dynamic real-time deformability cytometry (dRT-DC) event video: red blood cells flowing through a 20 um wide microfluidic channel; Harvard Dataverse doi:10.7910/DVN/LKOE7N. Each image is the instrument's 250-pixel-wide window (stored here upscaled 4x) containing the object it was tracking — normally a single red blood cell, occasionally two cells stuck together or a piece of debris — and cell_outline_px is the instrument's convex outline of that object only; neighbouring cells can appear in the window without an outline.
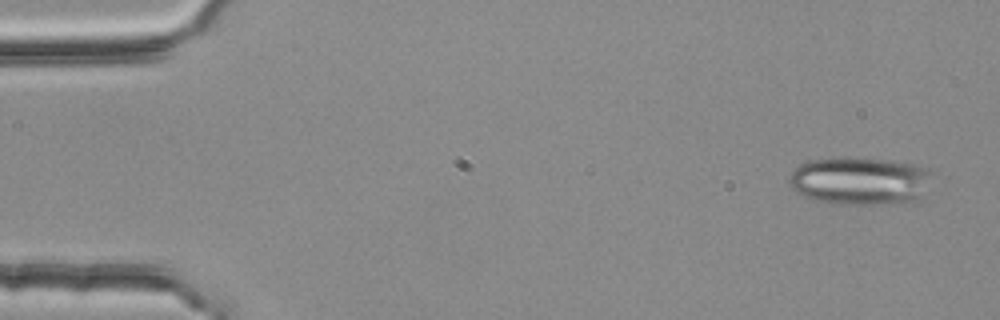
{"species": "common noctule bat (a hibernating species)", "species_latin": "Nyctalus noctula", "temperature_condition": "room temperature", "stored_images_in_passage": 3, "camera_frame_rate_fps": 3000, "um_per_image_px": 0.085, "animal": {"sex": "female", "body_mass_g": 25.1}, "frame": {"image": 1, "passage_image": 1, "time_ms": 0.0, "image_size_px": [1000, 320], "cell_outline_px": [[928, 172], [920, 200], [868, 204], [832, 204], [816, 200], [804, 196], [796, 192], [788, 180], [792, 172], [800, 164], [808, 160], [884, 160], [916, 164], [928, 168]], "centroid_in_image_um": [73.03, 15.41], "position_along_channel_um": 12.0, "area_um2": 38.32}}